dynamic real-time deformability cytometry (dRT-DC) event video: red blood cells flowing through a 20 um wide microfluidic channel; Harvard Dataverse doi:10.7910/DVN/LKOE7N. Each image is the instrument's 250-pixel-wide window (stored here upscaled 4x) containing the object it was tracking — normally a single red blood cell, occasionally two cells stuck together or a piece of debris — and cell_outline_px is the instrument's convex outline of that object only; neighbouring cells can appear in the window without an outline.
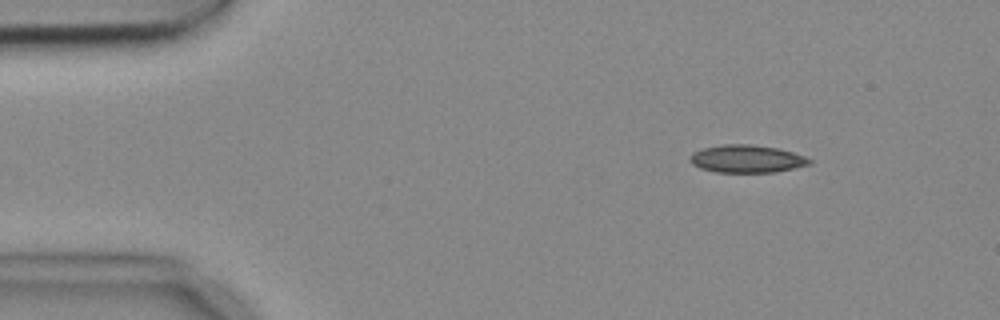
{"species": "common noctule bat (a hibernating species)", "species_latin": "Nyctalus noctula", "temperature_condition": "cold", "stored_images_in_passage": 4, "camera_frame_rate_fps": 3000, "um_per_image_px": 0.085, "animal": {"sex": "female", "body_mass_g": 18.4}, "frame": {"image": 1, "passage_image": 2, "time_ms": 0.333, "image_size_px": [1000, 320], "cell_outline_px": [[812, 164], [776, 172], [716, 172], [700, 168], [692, 164], [692, 152], [704, 148], [724, 144], [752, 144], [776, 148], [792, 152], [804, 156], [812, 160]], "centroid_in_image_um": [63.51, 13.5], "position_along_channel_um": 21.5, "area_um2": 19.13}}